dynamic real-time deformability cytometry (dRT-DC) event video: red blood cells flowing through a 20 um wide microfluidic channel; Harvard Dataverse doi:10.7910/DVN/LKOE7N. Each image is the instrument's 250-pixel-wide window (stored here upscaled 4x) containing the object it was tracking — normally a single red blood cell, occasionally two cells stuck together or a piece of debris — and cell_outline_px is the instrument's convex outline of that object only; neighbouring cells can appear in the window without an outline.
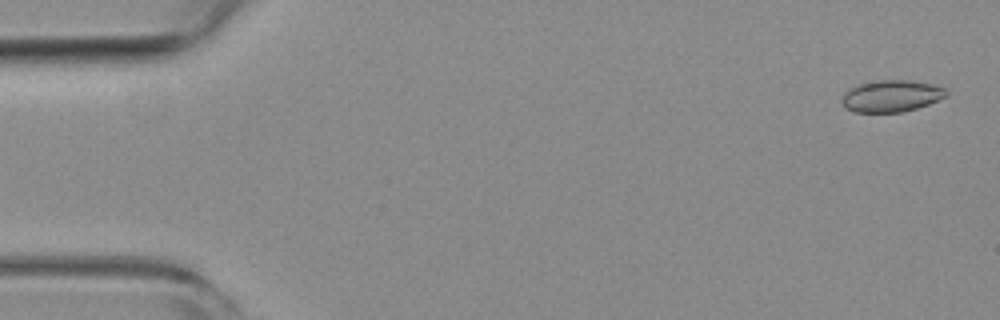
{"species": "common noctule bat (a hibernating species)", "species_latin": "Nyctalus noctula", "temperature_condition": "room temperature", "stored_images_in_passage": 54, "camera_frame_rate_fps": 3000, "um_per_image_px": 0.085, "animal": {"sex": "female", "body_mass_g": 19.3, "forearm_length_mm": 54.1}, "frame": {"image": 1, "passage_image": 2, "time_ms": 0.333, "image_size_px": [1000, 320], "cell_outline_px": [[948, 96], [928, 104], [916, 108], [900, 112], [856, 112], [844, 108], [840, 100], [844, 92], [848, 88], [860, 84], [876, 80], [912, 80], [932, 84], [944, 88], [948, 92]], "centroid_in_image_um": [75.73, 8.15], "position_along_channel_um": 9.3, "area_um2": 19.48}}
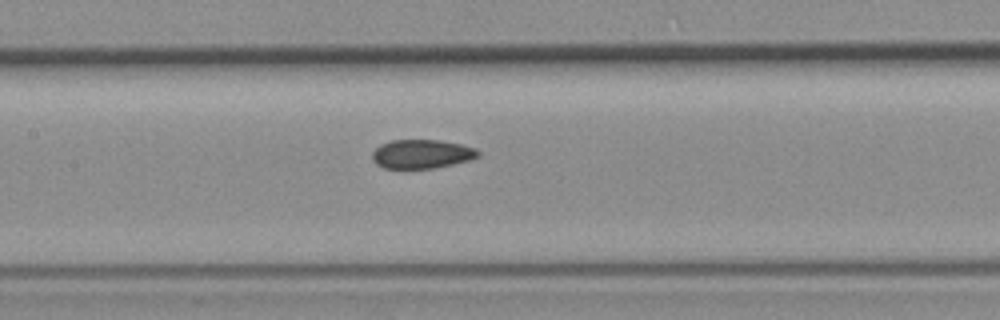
{"frame": {"image": 2, "passage_image": 25, "time_ms": 8.0, "image_size_px": [1000, 320], "cell_outline_px": [[480, 156], [468, 160], [452, 164], [432, 168], [384, 168], [376, 164], [372, 160], [372, 152], [380, 144], [392, 140], [440, 140], [460, 144], [476, 148], [480, 152]], "centroid_in_image_um": [35.83, 13.08], "position_along_channel_um": 171.6, "area_um2": 17.8}}
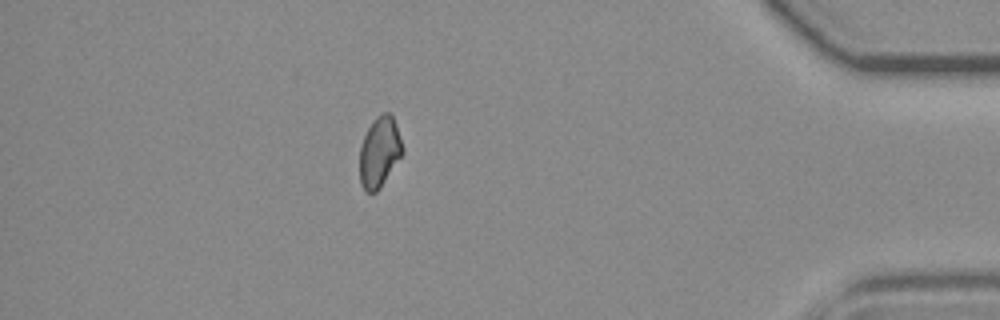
{"frame": {"image": 3, "passage_image": 47, "time_ms": 15.333, "image_size_px": [1000, 320], "cell_outline_px": [[404, 152], [380, 188], [376, 192], [368, 192], [360, 184], [360, 144], [372, 120], [376, 116], [384, 112], [392, 112], [404, 148]], "centroid_in_image_um": [32.27, 12.88], "position_along_channel_um": 402.9, "area_um2": 17.74}, "authors_computed_cell_mechanics": {"area_um2": 18.5538, "velocity_mm_per_s": 3.8163, "shape_relaxation_time_tau1_ms": 10.8407, "shape_relaxation_time_tau2_ms": 6.9911, "deformation_change_tau1": 0.1176, "deformation_change_tau2": 0.078}}